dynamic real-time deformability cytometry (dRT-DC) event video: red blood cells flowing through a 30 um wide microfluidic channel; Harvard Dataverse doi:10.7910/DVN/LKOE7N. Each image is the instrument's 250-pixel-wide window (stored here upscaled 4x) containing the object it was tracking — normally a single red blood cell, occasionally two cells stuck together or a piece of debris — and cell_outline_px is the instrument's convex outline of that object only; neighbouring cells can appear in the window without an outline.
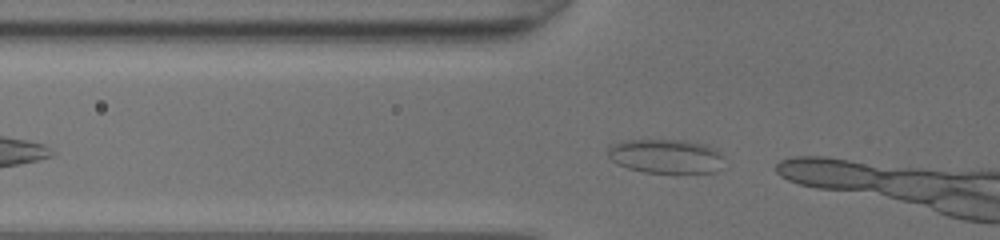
{"species": "common noctule bat (a hibernating species)", "species_latin": "Nyctalus noctula", "temperature_condition": "room temperature", "stored_images_in_passage": 4, "camera_frame_rate_fps": 3000, "um_per_image_px": 0.085, "animal": {"sex": "female", "body_mass_g": 20.0, "forearm_length_mm": 54.0}, "frame": {"image": 1, "passage_image": 2, "time_ms": 0.333, "image_size_px": [1000, 240], "cell_outline_px": [[724, 156], [716, 172], [644, 172], [628, 168], [612, 160], [608, 156], [608, 148], [624, 140], [684, 140], [704, 144], [716, 148]], "centroid_in_image_um": [56.62, 13.26], "position_along_channel_um": 69.2, "area_um2": 22.83}}